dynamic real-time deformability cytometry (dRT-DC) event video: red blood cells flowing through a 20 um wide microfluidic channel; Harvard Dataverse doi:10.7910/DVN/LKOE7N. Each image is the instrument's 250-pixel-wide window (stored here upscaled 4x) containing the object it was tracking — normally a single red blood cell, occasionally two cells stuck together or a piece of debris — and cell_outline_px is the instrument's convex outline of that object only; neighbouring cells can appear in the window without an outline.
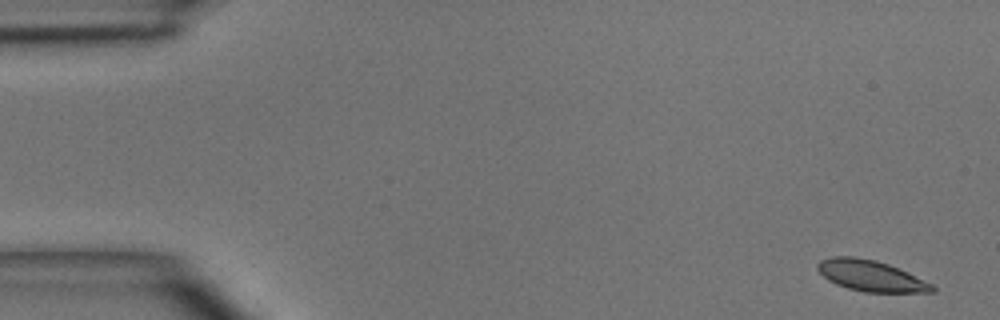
{"species": "common noctule bat (a hibernating species)", "species_latin": "Nyctalus noctula", "temperature_condition": "room temperature", "stored_images_in_passage": 4, "camera_frame_rate_fps": 3000, "um_per_image_px": 0.085, "animal": {"sex": "male", "body_mass_g": 15.6}, "frame": {"image": 1, "passage_image": 1, "time_ms": 0.0, "image_size_px": [1000, 320], "cell_outline_px": [[936, 292], [864, 292], [848, 288], [836, 284], [828, 280], [816, 268], [816, 264], [820, 260], [832, 256], [856, 256], [876, 260], [888, 264], [908, 272], [932, 284], [936, 288]], "centroid_in_image_um": [74.01, 23.43], "position_along_channel_um": 11.0, "area_um2": 20.75}}
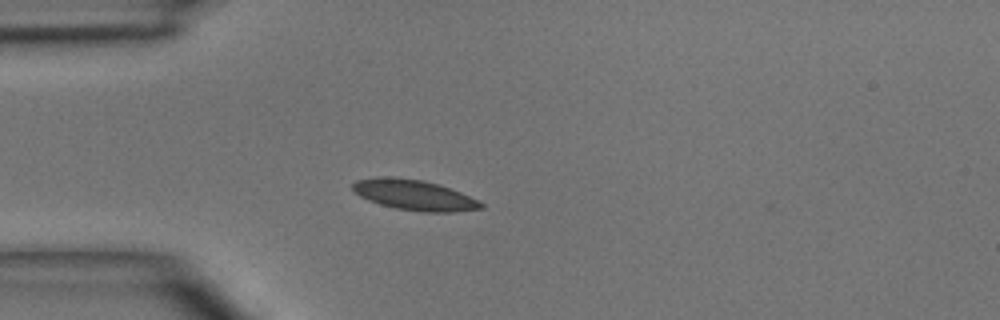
{"frame": {"image": 2, "passage_image": 4, "time_ms": 3.667, "image_size_px": [1000, 320], "cell_outline_px": [[484, 208], [452, 212], [420, 212], [396, 208], [380, 204], [368, 200], [360, 196], [352, 188], [352, 184], [356, 180], [376, 176], [388, 176], [424, 180], [440, 184], [460, 192], [484, 204]], "centroid_in_image_um": [35.18, 16.56], "position_along_channel_um": 49.8, "area_um2": 22.77}}